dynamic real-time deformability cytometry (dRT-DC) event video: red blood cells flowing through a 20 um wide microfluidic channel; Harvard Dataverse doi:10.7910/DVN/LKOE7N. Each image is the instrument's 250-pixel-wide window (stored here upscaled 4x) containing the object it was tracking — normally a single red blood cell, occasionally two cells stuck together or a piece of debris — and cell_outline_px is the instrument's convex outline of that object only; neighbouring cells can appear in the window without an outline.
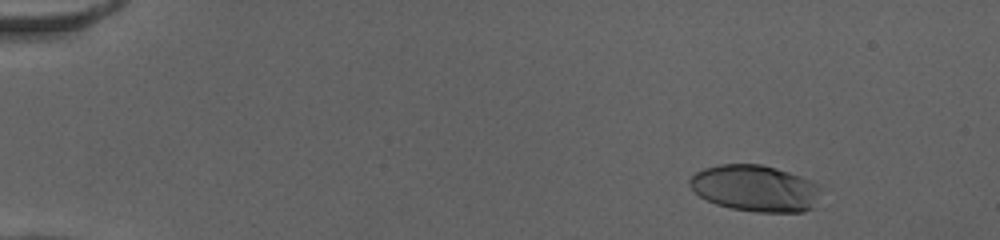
{"species": "human", "species_latin": "Homo sapiens", "temperature_condition": "cold", "stored_images_in_passage": 40, "camera_frame_rate_fps": 3000, "um_per_image_px": 0.085, "donor": {"sex": "female"}, "frame": {"image": 1, "passage_image": 1, "time_ms": 0.0, "image_size_px": [1000, 240], "cell_outline_px": [[820, 188], [812, 208], [804, 212], [756, 212], [732, 208], [716, 204], [700, 196], [688, 184], [688, 180], [696, 172], [704, 168], [720, 164], [760, 164], [776, 168], [812, 180]], "centroid_in_image_um": [64.17, 16.0], "position_along_channel_um": 20.8, "area_um2": 35.26}}
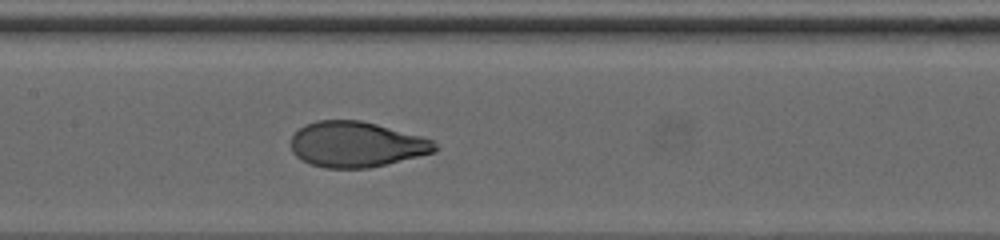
{"frame": {"image": 2, "passage_image": 22, "time_ms": 7.0, "image_size_px": [1000, 240], "cell_outline_px": [[440, 148], [436, 152], [368, 168], [324, 168], [312, 164], [296, 156], [292, 152], [292, 136], [304, 124], [316, 120], [360, 120], [376, 124], [420, 136], [432, 140]], "centroid_in_image_um": [30.29, 12.27], "position_along_channel_um": 177.1, "area_um2": 37.97}}
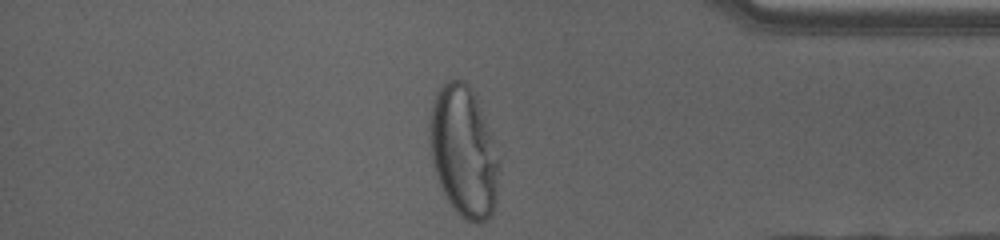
{"frame": {"image": 3, "passage_image": 40, "time_ms": 13.0, "image_size_px": [1000, 240], "cell_outline_px": [[500, 160], [496, 200], [492, 216], [480, 224], [476, 224], [460, 216], [456, 212], [448, 200], [440, 184], [432, 160], [428, 132], [428, 120], [432, 100], [436, 92], [448, 80], [464, 80], [468, 84], [476, 96]], "centroid_in_image_um": [39.4, 12.89], "position_along_channel_um": 395.8, "area_um2": 53.12}, "authors_computed_cell_mechanics": {"area_um2": 38.2058, "velocity_mm_per_s": 3.9574, "shape_relaxation_time_tau1_ms": 4.1726, "shape_relaxation_time_tau2_ms": null, "deformation_change_tau1": 0.2443, "deformation_change_tau2": null}}